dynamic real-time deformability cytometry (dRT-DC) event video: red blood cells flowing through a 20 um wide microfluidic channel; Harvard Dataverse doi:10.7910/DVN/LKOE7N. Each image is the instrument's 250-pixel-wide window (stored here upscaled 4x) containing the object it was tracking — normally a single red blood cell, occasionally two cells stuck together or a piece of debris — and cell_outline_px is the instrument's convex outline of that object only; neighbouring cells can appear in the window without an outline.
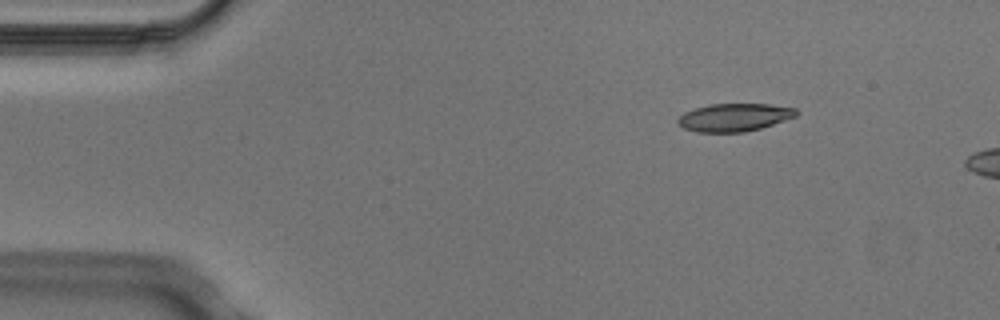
{"species": "Egyptian fruit bat (a non-hibernating species)", "species_latin": "Rousettus aegyptiacus", "temperature_condition": "cold", "stored_images_in_passage": 2, "camera_frame_rate_fps": 3000, "um_per_image_px": 0.085, "animal": {"sex": "male"}, "frame": {"image": 1, "passage_image": 1, "time_ms": 0.0, "image_size_px": [1000, 320], "cell_outline_px": [[796, 116], [760, 128], [744, 132], [696, 132], [684, 128], [676, 124], [676, 120], [684, 112], [708, 104], [768, 104], [796, 108]], "centroid_in_image_um": [62.36, 9.98], "position_along_channel_um": 22.6, "area_um2": 19.13}}